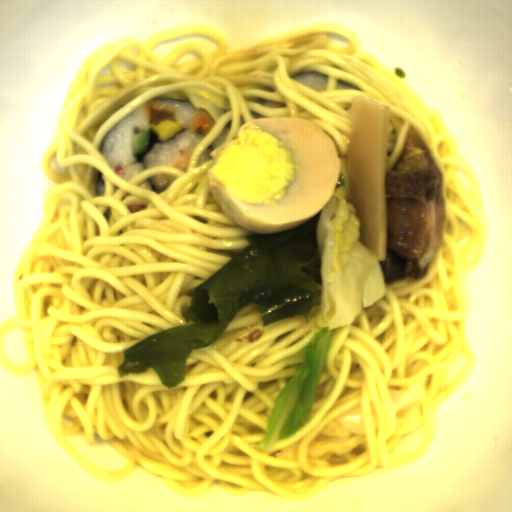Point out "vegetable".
I'll return each instance as SVG.
<instances>
[{
	"instance_id": "obj_1",
	"label": "vegetable",
	"mask_w": 512,
	"mask_h": 512,
	"mask_svg": "<svg viewBox=\"0 0 512 512\" xmlns=\"http://www.w3.org/2000/svg\"><path fill=\"white\" fill-rule=\"evenodd\" d=\"M360 225L353 205L346 201L345 185L336 187L316 222L321 328L306 346L304 362L275 400L262 444L249 446L268 450L298 432L316 401L333 327L354 323L363 309L384 296V273L373 253L358 241Z\"/></svg>"
}]
</instances>
